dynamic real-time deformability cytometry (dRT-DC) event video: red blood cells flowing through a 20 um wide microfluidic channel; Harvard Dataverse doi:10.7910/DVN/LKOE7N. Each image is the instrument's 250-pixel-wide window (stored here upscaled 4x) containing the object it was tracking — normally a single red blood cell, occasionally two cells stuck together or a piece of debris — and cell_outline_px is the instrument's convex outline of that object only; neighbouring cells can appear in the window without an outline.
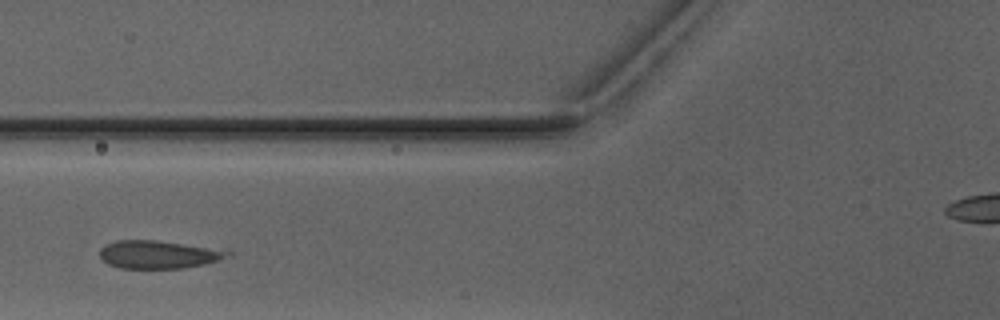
{"species": "Egyptian fruit bat (a non-hibernating species)", "species_latin": "Rousettus aegyptiacus", "temperature_condition": "warm", "stored_images_in_passage": 2, "camera_frame_rate_fps": 3000, "um_per_image_px": 0.085, "animal": {"sex": "male"}, "frame": {"image": 1, "passage_image": 2, "time_ms": 1.0, "image_size_px": [1000, 320], "cell_outline_px": [[232, 256], [220, 260], [204, 264], [184, 268], [120, 268], [108, 264], [100, 256], [100, 248], [104, 244], [116, 240], [156, 240], [232, 252]], "centroid_in_image_um": [13.41, 21.64], "position_along_channel_um": 112.4, "area_um2": 20.58}}